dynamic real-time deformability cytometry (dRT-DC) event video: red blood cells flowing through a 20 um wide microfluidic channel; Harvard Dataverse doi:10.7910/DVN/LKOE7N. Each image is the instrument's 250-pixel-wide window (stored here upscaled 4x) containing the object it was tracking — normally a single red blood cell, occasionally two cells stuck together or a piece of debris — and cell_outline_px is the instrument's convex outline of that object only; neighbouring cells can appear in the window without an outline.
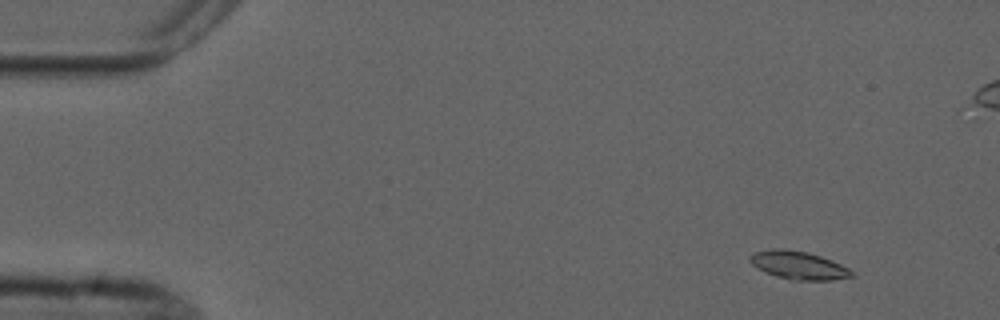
{"species": "common noctule bat (a hibernating species)", "species_latin": "Nyctalus noctula", "temperature_condition": "cold", "stored_images_in_passage": 6, "camera_frame_rate_fps": 3000, "um_per_image_px": 0.085, "animal": {"sex": "male", "forearm_length_mm": 52.5}, "frame": {"image": 1, "passage_image": 2, "time_ms": 1.333, "image_size_px": [1000, 320], "cell_outline_px": [[856, 276], [832, 280], [788, 280], [764, 272], [752, 264], [748, 260], [756, 252], [768, 248], [780, 248], [808, 252], [832, 260], [848, 268]], "centroid_in_image_um": [67.87, 22.55], "position_along_channel_um": 17.1, "area_um2": 16.7}}